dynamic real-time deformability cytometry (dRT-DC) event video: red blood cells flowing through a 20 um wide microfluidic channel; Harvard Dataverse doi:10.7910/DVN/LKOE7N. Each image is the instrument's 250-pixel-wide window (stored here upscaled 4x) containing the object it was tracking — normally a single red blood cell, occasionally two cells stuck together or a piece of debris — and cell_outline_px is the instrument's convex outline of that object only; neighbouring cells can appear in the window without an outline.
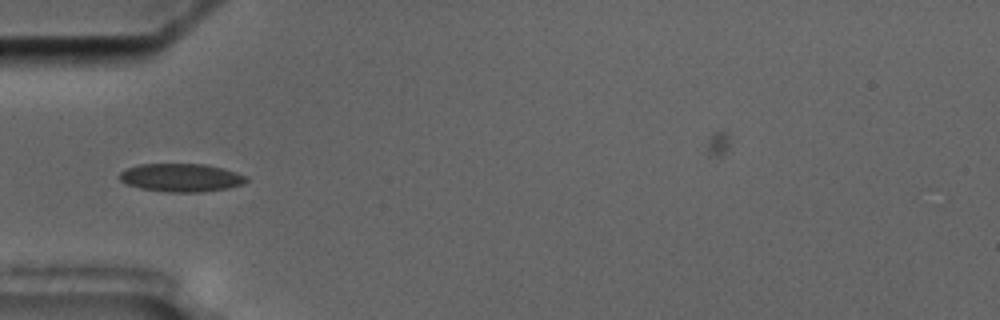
{"species": "common noctule bat (a hibernating species)", "species_latin": "Nyctalus noctula", "temperature_condition": "cold", "stored_images_in_passage": 10, "camera_frame_rate_fps": 3000, "um_per_image_px": 0.085, "animal": {"sex": "male", "body_mass_g": 17.5, "forearm_length_mm": 52.3}, "frame": {"image": 1, "passage_image": 4, "time_ms": 4.0, "image_size_px": [1000, 320], "cell_outline_px": [[248, 180], [244, 184], [228, 188], [200, 192], [168, 192], [140, 188], [128, 184], [120, 180], [116, 176], [120, 172], [128, 168], [140, 164], [204, 164], [224, 168], [248, 176]], "centroid_in_image_um": [15.41, 15.1], "position_along_channel_um": 69.6, "area_um2": 20.92}}
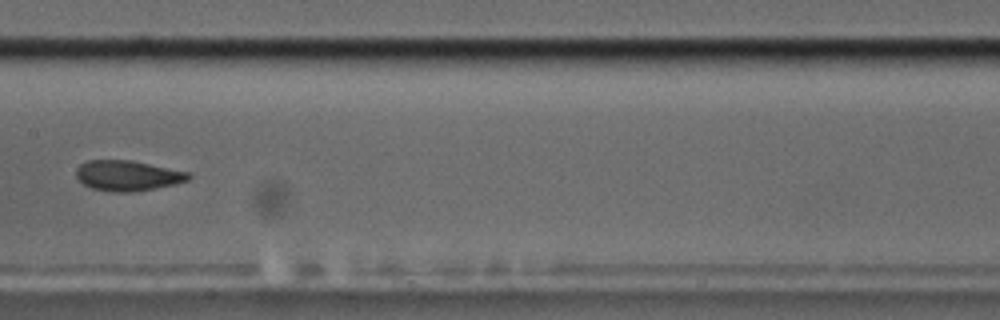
{"frame": {"image": 2, "passage_image": 7, "time_ms": 7.667, "image_size_px": [1000, 320], "cell_outline_px": [[192, 176], [188, 180], [176, 184], [132, 192], [112, 192], [92, 188], [84, 184], [76, 176], [76, 168], [80, 164], [88, 160], [128, 160], [188, 172]], "centroid_in_image_um": [10.82, 14.93], "position_along_channel_um": 196.6, "area_um2": 19.65}}
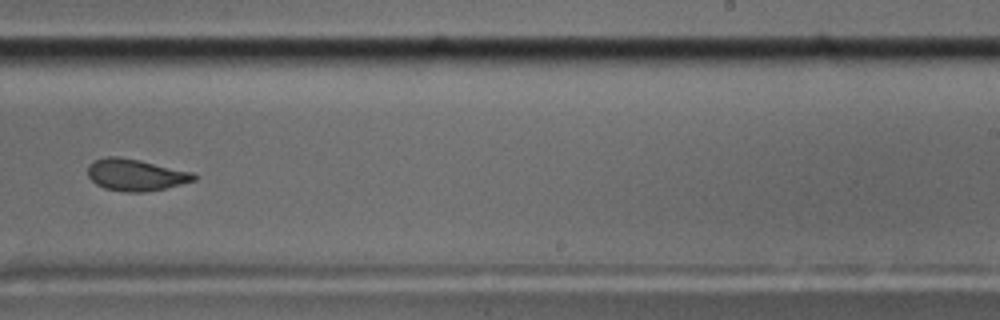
{"frame": {"image": 3, "passage_image": 9, "time_ms": 10.0, "image_size_px": [1000, 320], "cell_outline_px": [[200, 176], [196, 180], [164, 188], [144, 192], [124, 192], [104, 188], [96, 184], [88, 176], [88, 164], [92, 160], [104, 156], [120, 156], [140, 160], [192, 172]], "centroid_in_image_um": [11.5, 14.85], "position_along_channel_um": 277.5, "area_um2": 19.83}}